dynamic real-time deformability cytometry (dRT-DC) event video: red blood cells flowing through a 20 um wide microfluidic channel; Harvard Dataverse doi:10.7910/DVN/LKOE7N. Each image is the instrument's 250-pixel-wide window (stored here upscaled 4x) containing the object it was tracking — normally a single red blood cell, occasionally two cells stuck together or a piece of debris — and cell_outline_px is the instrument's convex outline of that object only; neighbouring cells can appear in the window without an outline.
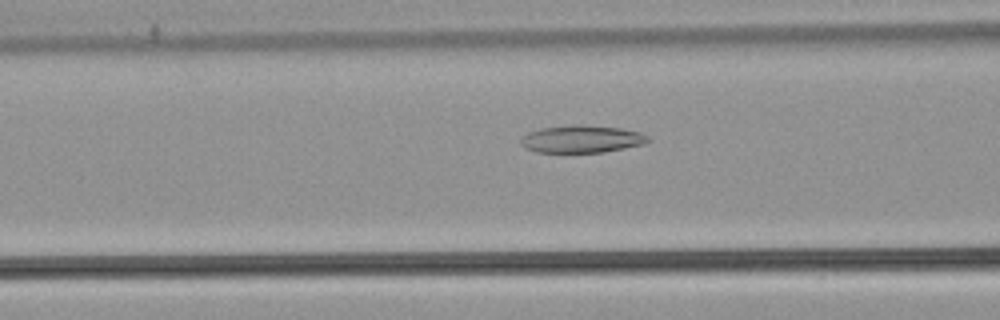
{"species": "common noctule bat (a hibernating species)", "species_latin": "Nyctalus noctula", "temperature_condition": "warm", "stored_images_in_passage": 51, "camera_frame_rate_fps": 3000, "um_per_image_px": 0.085, "animal": {"sex": "male", "body_mass_g": 21.5, "forearm_length_mm": 52.0}, "frame": {"image": 1, "passage_image": 20, "time_ms": 6.333, "image_size_px": [1000, 320], "cell_outline_px": [[652, 140], [644, 144], [604, 152], [536, 152], [520, 144], [520, 140], [528, 132], [540, 128], [572, 124], [584, 124], [620, 128], [640, 132], [648, 136]], "centroid_in_image_um": [49.47, 11.8], "position_along_channel_um": 117.1, "area_um2": 20.46}}
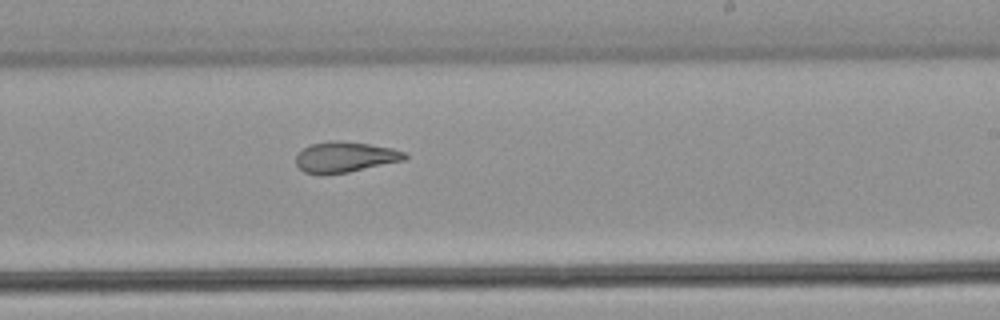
{"frame": {"image": 2, "passage_image": 31, "time_ms": 10.0, "image_size_px": [1000, 320], "cell_outline_px": [[408, 156], [404, 160], [348, 172], [320, 176], [304, 172], [296, 164], [296, 156], [304, 148], [312, 144], [332, 140], [336, 140], [368, 144], [392, 148], [404, 152]], "centroid_in_image_um": [29.3, 13.37], "position_along_channel_um": 259.7, "area_um2": 19.36}}
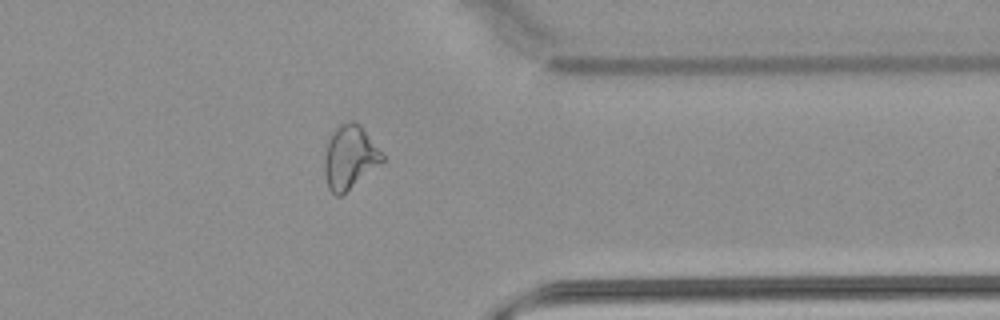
{"frame": {"image": 3, "passage_image": 41, "time_ms": 13.333, "image_size_px": [1000, 320], "cell_outline_px": [[384, 160], [380, 164], [340, 196], [336, 196], [328, 188], [324, 176], [324, 156], [328, 140], [332, 132], [340, 124], [348, 120], [352, 120], [360, 124], [384, 156]], "centroid_in_image_um": [29.69, 13.35], "position_along_channel_um": 381.7, "area_um2": 21.27}, "authors_computed_cell_mechanics": {"area_um2": 22.4842, "velocity_mm_per_s": 3.8999, "shape_relaxation_time_tau1_ms": null, "shape_relaxation_time_tau2_ms": 3.326, "deformation_change_tau1": null, "deformation_change_tau2": 0.1174}}